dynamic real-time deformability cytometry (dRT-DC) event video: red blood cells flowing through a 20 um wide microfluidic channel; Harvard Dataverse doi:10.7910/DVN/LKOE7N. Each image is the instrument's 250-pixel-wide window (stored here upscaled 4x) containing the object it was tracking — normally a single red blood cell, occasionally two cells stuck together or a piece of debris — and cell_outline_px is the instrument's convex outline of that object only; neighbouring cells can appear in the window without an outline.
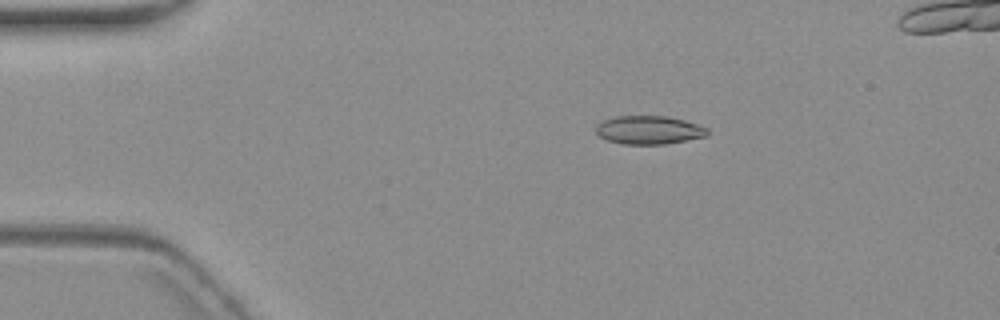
{"species": "common noctule bat (a hibernating species)", "species_latin": "Nyctalus noctula", "temperature_condition": "warm", "stored_images_in_passage": 3, "camera_frame_rate_fps": 3000, "um_per_image_px": 0.085, "animal": {"sex": "female", "body_mass_g": 19.3, "forearm_length_mm": 54.1}, "frame": {"image": 1, "passage_image": 1, "time_ms": 0.0, "image_size_px": [1000, 320], "cell_outline_px": [[708, 136], [664, 144], [620, 144], [608, 140], [600, 136], [596, 132], [596, 124], [604, 120], [616, 116], [664, 116], [684, 120], [708, 128]], "centroid_in_image_um": [55.15, 11.05], "position_along_channel_um": 29.9, "area_um2": 18.38}}